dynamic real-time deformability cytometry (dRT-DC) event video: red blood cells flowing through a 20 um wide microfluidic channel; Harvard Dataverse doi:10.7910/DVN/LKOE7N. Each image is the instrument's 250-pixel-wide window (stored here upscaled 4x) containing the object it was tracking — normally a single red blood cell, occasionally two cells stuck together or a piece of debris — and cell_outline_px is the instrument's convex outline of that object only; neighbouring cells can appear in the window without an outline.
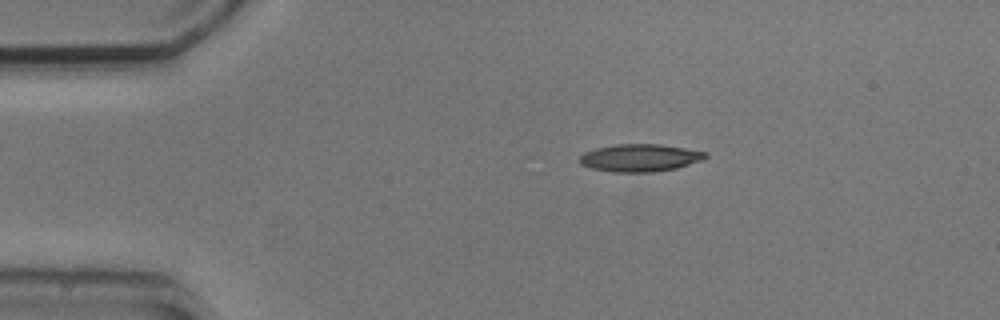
{"species": "common noctule bat (a hibernating species)", "species_latin": "Nyctalus noctula", "temperature_condition": "cold", "stored_images_in_passage": 2, "camera_frame_rate_fps": 3000, "um_per_image_px": 0.085, "animal": {"sex": "male", "body_mass_g": 20.5, "forearm_length_mm": 52.5}, "frame": {"image": 1, "passage_image": 1, "time_ms": 0.0, "image_size_px": [1000, 320], "cell_outline_px": [[708, 156], [704, 160], [676, 168], [656, 172], [612, 172], [592, 168], [580, 164], [580, 156], [584, 152], [596, 148], [616, 144], [660, 144], [708, 152]], "centroid_in_image_um": [54.42, 13.41], "position_along_channel_um": 30.6, "area_um2": 20.29}}